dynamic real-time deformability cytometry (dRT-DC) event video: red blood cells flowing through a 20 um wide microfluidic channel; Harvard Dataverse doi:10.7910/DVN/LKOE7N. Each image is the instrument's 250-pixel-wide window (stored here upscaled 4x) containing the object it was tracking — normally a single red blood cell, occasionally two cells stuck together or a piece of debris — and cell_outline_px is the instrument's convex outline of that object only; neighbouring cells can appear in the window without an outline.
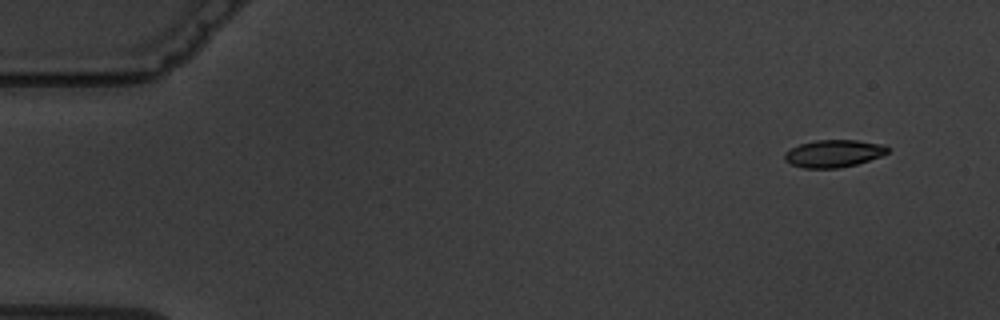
{"species": "common noctule bat (a hibernating species)", "species_latin": "Nyctalus noctula", "temperature_condition": "warm", "stored_images_in_passage": 10, "camera_frame_rate_fps": 3000, "um_per_image_px": 0.085, "animal": {"sex": "male", "body_mass_g": 19.5, "forearm_length_mm": 54.6}, "frame": {"image": 1, "passage_image": 1, "time_ms": 0.0, "image_size_px": [1000, 320], "cell_outline_px": [[888, 152], [880, 156], [856, 164], [840, 168], [804, 168], [792, 164], [784, 160], [784, 152], [800, 144], [816, 140], [856, 140], [884, 144], [888, 148]], "centroid_in_image_um": [70.85, 13.04], "position_along_channel_um": 14.2, "area_um2": 16.36}}
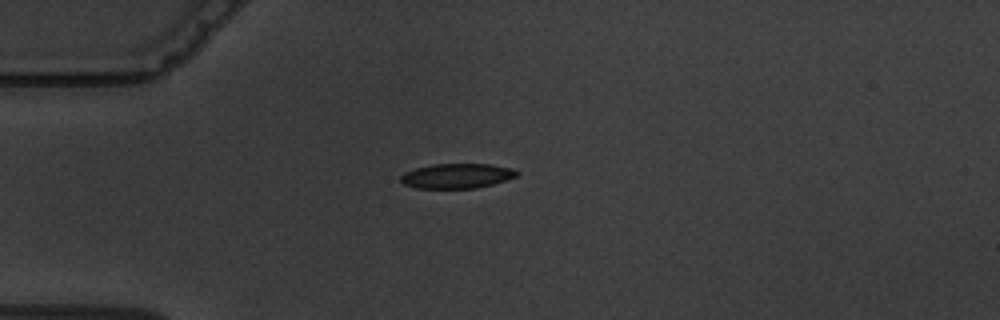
{"frame": {"image": 2, "passage_image": 4, "time_ms": 3.667, "image_size_px": [1000, 320], "cell_outline_px": [[520, 172], [516, 176], [492, 184], [476, 188], [416, 188], [404, 184], [400, 180], [400, 176], [404, 172], [416, 168], [432, 164], [492, 164], [512, 168]], "centroid_in_image_um": [38.82, 14.94], "position_along_channel_um": 46.2, "area_um2": 16.76}}
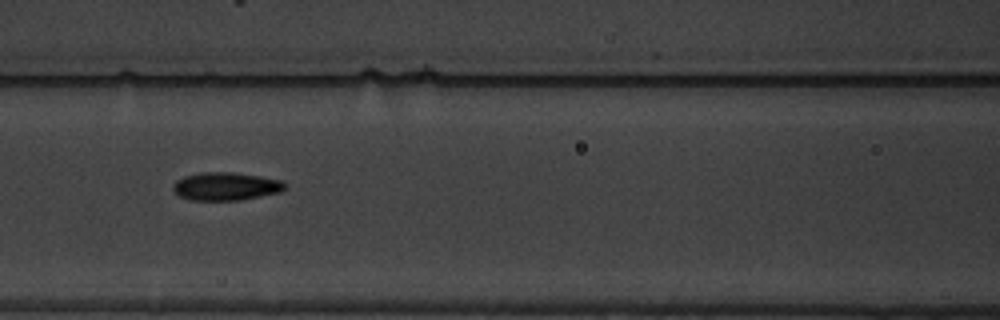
{"frame": {"image": 3, "passage_image": 7, "time_ms": 7.0, "image_size_px": [1000, 320], "cell_outline_px": [[284, 188], [280, 192], [240, 200], [192, 200], [180, 196], [172, 188], [172, 184], [176, 180], [184, 176], [200, 172], [232, 172], [260, 176], [280, 180], [284, 184]], "centroid_in_image_um": [19.15, 15.83], "position_along_channel_um": 147.5, "area_um2": 18.15}}